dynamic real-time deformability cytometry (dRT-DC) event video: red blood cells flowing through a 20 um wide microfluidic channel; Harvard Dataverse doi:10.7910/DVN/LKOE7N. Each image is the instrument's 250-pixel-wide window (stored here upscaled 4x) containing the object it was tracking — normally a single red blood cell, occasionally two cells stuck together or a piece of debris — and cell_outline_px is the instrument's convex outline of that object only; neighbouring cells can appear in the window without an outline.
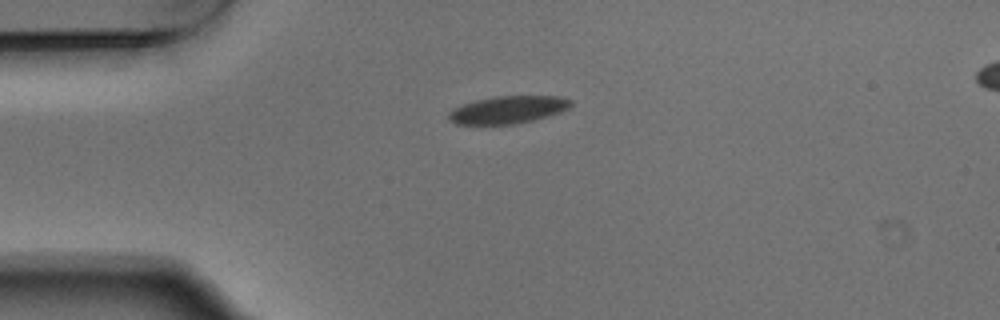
{"species": "Egyptian fruit bat (a non-hibernating species)", "species_latin": "Rousettus aegyptiacus", "temperature_condition": "warm", "stored_images_in_passage": 4, "camera_frame_rate_fps": 3000, "um_per_image_px": 0.085, "animal": {"sex": "male"}, "frame": {"image": 1, "passage_image": 1, "time_ms": 0.0, "image_size_px": [1000, 320], "cell_outline_px": [[572, 104], [568, 108], [560, 112], [548, 116], [532, 120], [512, 124], [456, 124], [448, 120], [448, 112], [464, 104], [476, 100], [496, 96], [556, 96], [572, 100]], "centroid_in_image_um": [43.17, 9.33], "position_along_channel_um": 41.8, "area_um2": 19.36}}
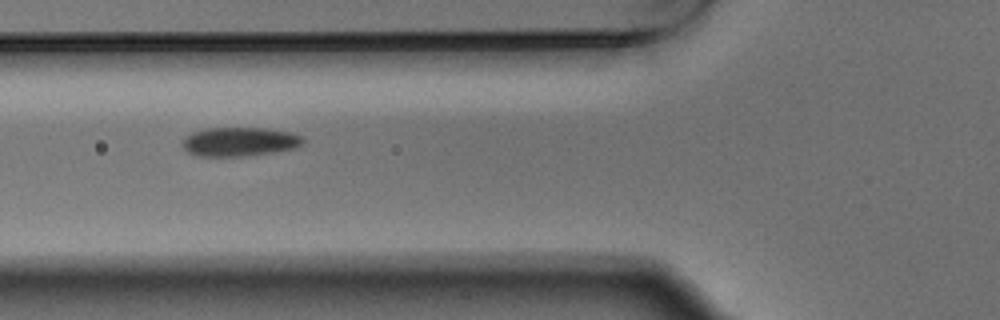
{"frame": {"image": 2, "passage_image": 3, "time_ms": 0.667, "image_size_px": [1000, 320], "cell_outline_px": [[304, 144], [296, 148], [276, 152], [248, 156], [196, 156], [188, 152], [180, 144], [184, 136], [192, 132], [204, 128], [264, 128], [292, 132], [300, 136], [304, 140]], "centroid_in_image_um": [20.35, 12.05], "position_along_channel_um": 105.5, "area_um2": 20.75}}
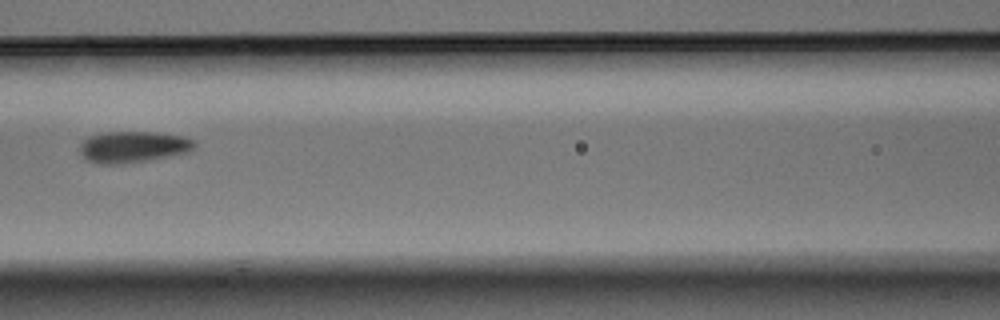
{"frame": {"image": 3, "passage_image": 4, "time_ms": 1.0, "image_size_px": [1000, 320], "cell_outline_px": [[196, 144], [192, 148], [184, 152], [144, 160], [116, 164], [100, 164], [88, 160], [80, 152], [80, 144], [88, 136], [104, 132], [156, 132], [180, 136], [196, 140]], "centroid_in_image_um": [11.25, 12.46], "position_along_channel_um": 155.3, "area_um2": 20.4}}